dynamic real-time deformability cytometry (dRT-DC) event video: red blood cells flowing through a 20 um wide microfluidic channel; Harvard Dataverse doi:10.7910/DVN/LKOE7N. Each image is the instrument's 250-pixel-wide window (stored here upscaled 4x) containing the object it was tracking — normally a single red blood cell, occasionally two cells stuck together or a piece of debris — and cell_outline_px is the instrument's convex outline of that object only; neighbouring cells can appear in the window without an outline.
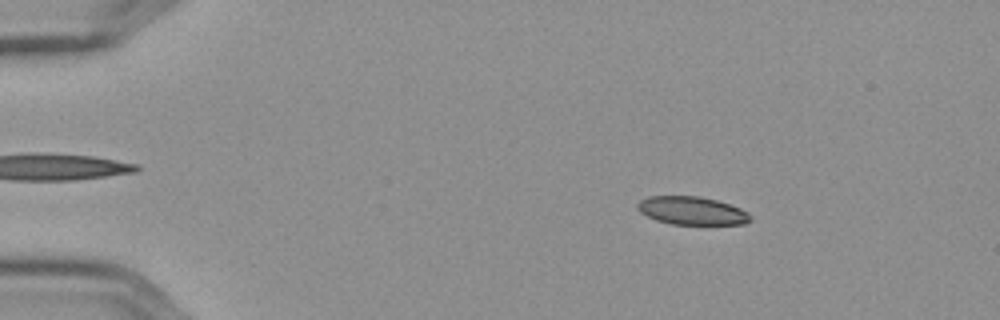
{"species": "Egyptian fruit bat (a non-hibernating species)", "species_latin": "Rousettus aegyptiacus", "temperature_condition": "cold", "stored_images_in_passage": 57, "camera_frame_rate_fps": 3000, "um_per_image_px": 0.085, "frame": {"image": 1, "passage_image": 9, "time_ms": 2.667, "image_size_px": [1000, 320], "cell_outline_px": [[752, 220], [744, 224], [672, 224], [656, 220], [640, 212], [636, 208], [636, 204], [640, 200], [648, 196], [696, 196], [716, 200], [740, 208], [748, 212], [752, 216]], "centroid_in_image_um": [58.8, 17.91], "position_along_channel_um": 26.2, "area_um2": 18.5}}
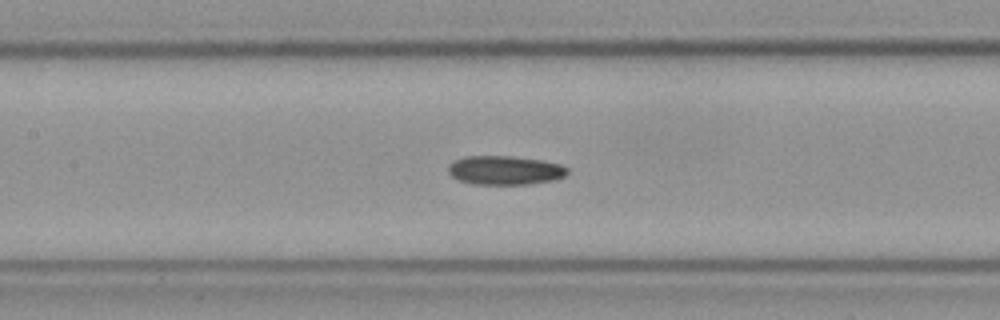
{"frame": {"image": 2, "passage_image": 27, "time_ms": 8.667, "image_size_px": [1000, 320], "cell_outline_px": [[568, 172], [564, 176], [552, 180], [528, 184], [472, 184], [460, 180], [452, 176], [448, 172], [448, 164], [464, 156], [508, 156], [540, 160], [560, 164], [568, 168]], "centroid_in_image_um": [42.89, 14.47], "position_along_channel_um": 164.5, "area_um2": 19.94}}
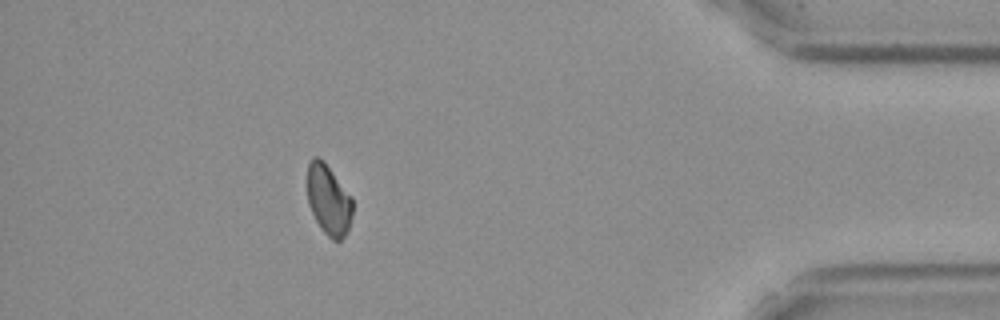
{"frame": {"image": 3, "passage_image": 51, "time_ms": 16.667, "image_size_px": [1000, 320], "cell_outline_px": [[352, 216], [348, 232], [340, 240], [332, 240], [324, 232], [316, 220], [308, 204], [308, 164], [312, 156], [316, 156], [324, 160], [352, 196]], "centroid_in_image_um": [27.94, 16.97], "position_along_channel_um": 407.3, "area_um2": 18.67}, "authors_computed_cell_mechanics": {"area_um2": 19.652, "velocity_mm_per_s": 3.5915, "shape_relaxation_time_tau1_ms": null, "shape_relaxation_time_tau2_ms": 8.3326, "deformation_change_tau1": null, "deformation_change_tau2": 0.1264}}